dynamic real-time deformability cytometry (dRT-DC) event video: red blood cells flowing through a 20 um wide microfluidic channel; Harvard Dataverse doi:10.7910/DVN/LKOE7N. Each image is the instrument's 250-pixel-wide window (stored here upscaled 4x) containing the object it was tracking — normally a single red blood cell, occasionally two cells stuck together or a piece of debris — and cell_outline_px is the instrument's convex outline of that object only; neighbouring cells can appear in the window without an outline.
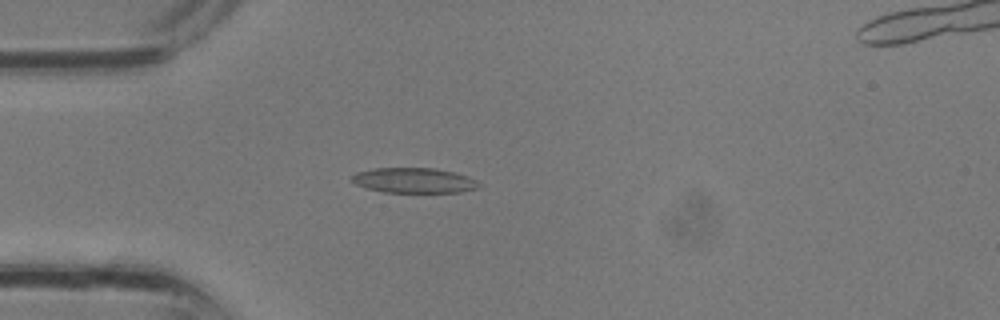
{"species": "common noctule bat (a hibernating species)", "species_latin": "Nyctalus noctula", "temperature_condition": "room temperature", "stored_images_in_passage": 34, "segment_of_instrument_passage": [1, 2], "camera_frame_rate_fps": 3000, "um_per_image_px": 0.085, "animal": {"sex": "male", "body_mass_g": 13.3}, "frame": {"image": 1, "passage_image": 9, "time_ms": 2.667, "image_size_px": [1000, 320], "cell_outline_px": [[484, 184], [480, 188], [460, 192], [384, 192], [364, 188], [356, 184], [348, 176], [356, 172], [376, 168], [432, 168], [452, 172], [468, 176]], "centroid_in_image_um": [35.19, 15.34], "position_along_channel_um": 49.8, "area_um2": 18.79}}
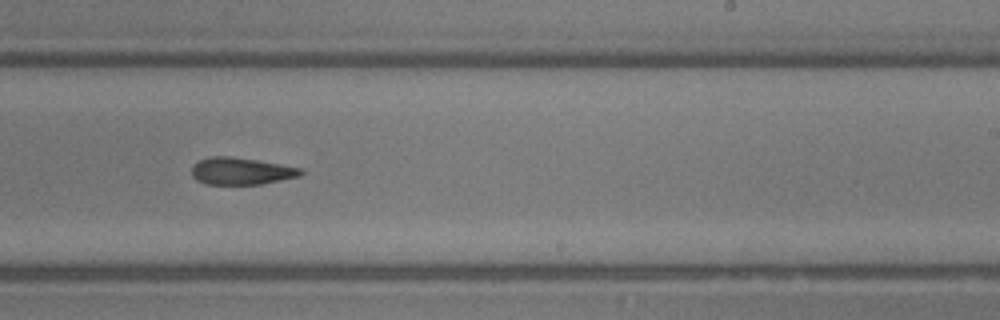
{"frame": {"image": 2, "passage_image": 20, "time_ms": 6.333, "image_size_px": [1000, 320], "cell_outline_px": [[304, 172], [300, 176], [260, 184], [208, 184], [196, 180], [192, 176], [192, 164], [200, 160], [212, 156], [228, 156], [256, 160], [304, 168]], "centroid_in_image_um": [20.5, 14.54], "position_along_channel_um": 268.5, "area_um2": 17.17}}
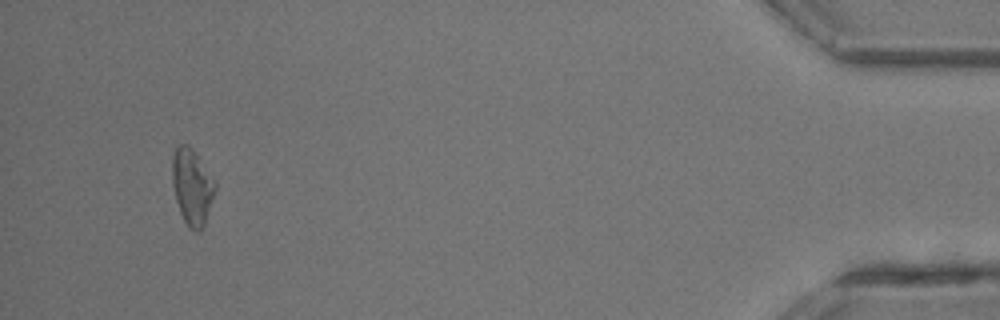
{"frame": {"image": 3, "passage_image": 31, "time_ms": 10.0, "image_size_px": [1000, 320], "cell_outline_px": [[216, 188], [204, 224], [200, 232], [196, 232], [188, 228], [180, 212], [176, 200], [172, 184], [172, 156], [176, 148], [180, 144], [188, 144], [192, 148], [216, 184]], "centroid_in_image_um": [16.3, 15.89], "position_along_channel_um": 418.9, "area_um2": 18.73}}